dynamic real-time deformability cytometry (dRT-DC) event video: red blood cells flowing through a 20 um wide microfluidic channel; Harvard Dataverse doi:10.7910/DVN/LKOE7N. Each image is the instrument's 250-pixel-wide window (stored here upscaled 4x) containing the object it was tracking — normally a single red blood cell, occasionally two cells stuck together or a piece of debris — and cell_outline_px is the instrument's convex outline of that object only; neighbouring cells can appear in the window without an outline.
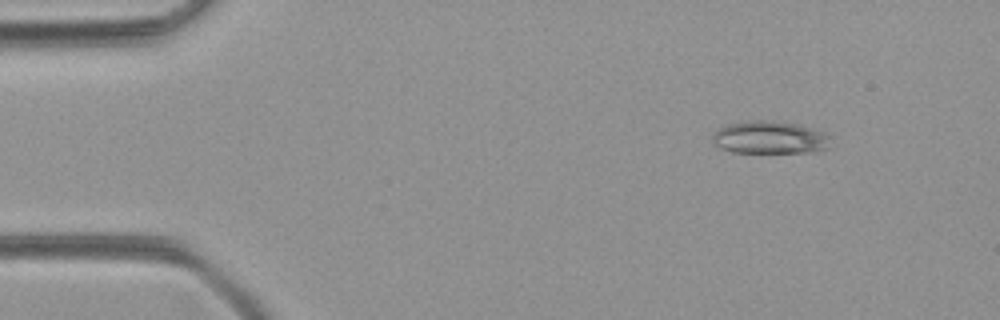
{"species": "common noctule bat (a hibernating species)", "species_latin": "Nyctalus noctula", "temperature_condition": "room temperature", "stored_images_in_passage": 13, "camera_frame_rate_fps": 3000, "um_per_image_px": 0.085, "animal": {"sex": "female", "body_mass_g": 21.9}, "frame": {"image": 1, "passage_image": 6, "time_ms": 1.667, "image_size_px": [1000, 320], "cell_outline_px": [[832, 148], [808, 152], [732, 152], [720, 148], [712, 140], [712, 136], [716, 128], [728, 124], [752, 120], [764, 120], [800, 124], [824, 132], [832, 136]], "centroid_in_image_um": [65.48, 11.68], "position_along_channel_um": 19.5, "area_um2": 22.83}}